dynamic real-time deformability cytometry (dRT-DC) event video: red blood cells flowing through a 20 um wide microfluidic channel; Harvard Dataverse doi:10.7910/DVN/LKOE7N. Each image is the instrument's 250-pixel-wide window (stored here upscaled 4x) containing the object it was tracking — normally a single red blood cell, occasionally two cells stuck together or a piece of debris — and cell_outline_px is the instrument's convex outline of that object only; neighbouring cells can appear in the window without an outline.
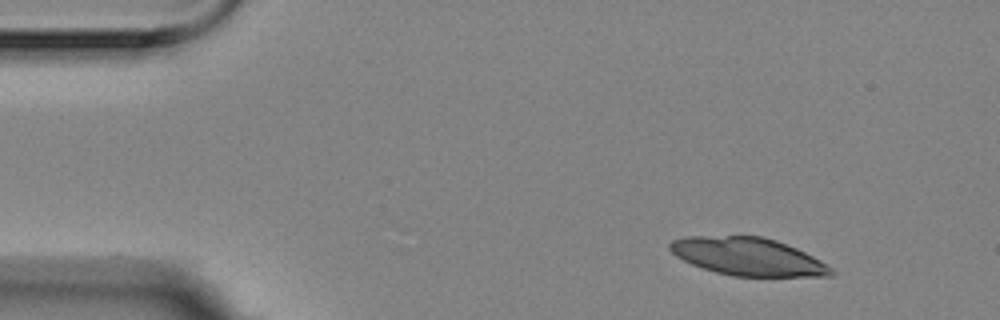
{"species": "Egyptian fruit bat (a non-hibernating species)", "species_latin": "Rousettus aegyptiacus", "temperature_condition": "room temperature", "stored_images_in_passage": 50, "camera_frame_rate_fps": 3000, "um_per_image_px": 0.085, "animal": {"sex": "female"}, "frame": {"image": 1, "passage_image": 1, "time_ms": 0.0, "image_size_px": [1000, 320], "cell_outline_px": [[836, 272], [832, 276], [732, 276], [716, 272], [692, 264], [676, 256], [668, 248], [668, 244], [672, 240], [684, 236], [760, 236], [776, 240], [796, 248], [820, 260], [832, 268]], "centroid_in_image_um": [63.56, 21.81], "position_along_channel_um": 21.4, "area_um2": 35.37}}